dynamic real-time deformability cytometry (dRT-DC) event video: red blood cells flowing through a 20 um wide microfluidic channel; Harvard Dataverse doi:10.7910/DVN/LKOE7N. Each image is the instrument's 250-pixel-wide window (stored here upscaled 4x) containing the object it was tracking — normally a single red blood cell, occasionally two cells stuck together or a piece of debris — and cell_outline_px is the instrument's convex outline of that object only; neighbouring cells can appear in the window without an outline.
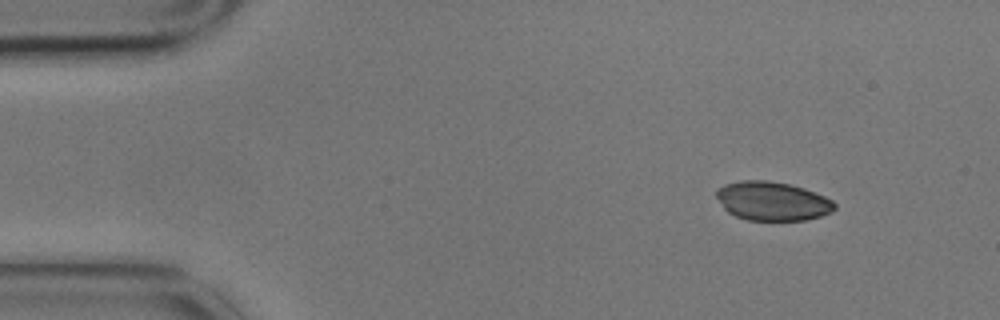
{"species": "common noctule bat (a hibernating species)", "species_latin": "Nyctalus noctula", "temperature_condition": "cold", "stored_images_in_passage": 5, "segment_of_instrument_passage": [2, 2], "camera_frame_rate_fps": 3000, "um_per_image_px": 0.085, "animal": {"sex": "male", "body_mass_g": 17.9}, "frame": {"image": 1, "passage_image": 5, "time_ms": 1.333, "image_size_px": [1000, 320], "cell_outline_px": [[836, 208], [832, 212], [820, 216], [804, 220], [748, 220], [736, 216], [728, 212], [724, 208], [716, 196], [716, 188], [724, 184], [740, 180], [768, 180], [788, 184], [804, 188], [824, 196], [832, 200], [836, 204]], "centroid_in_image_um": [65.64, 17.08], "position_along_channel_um": 19.4, "area_um2": 26.82}}